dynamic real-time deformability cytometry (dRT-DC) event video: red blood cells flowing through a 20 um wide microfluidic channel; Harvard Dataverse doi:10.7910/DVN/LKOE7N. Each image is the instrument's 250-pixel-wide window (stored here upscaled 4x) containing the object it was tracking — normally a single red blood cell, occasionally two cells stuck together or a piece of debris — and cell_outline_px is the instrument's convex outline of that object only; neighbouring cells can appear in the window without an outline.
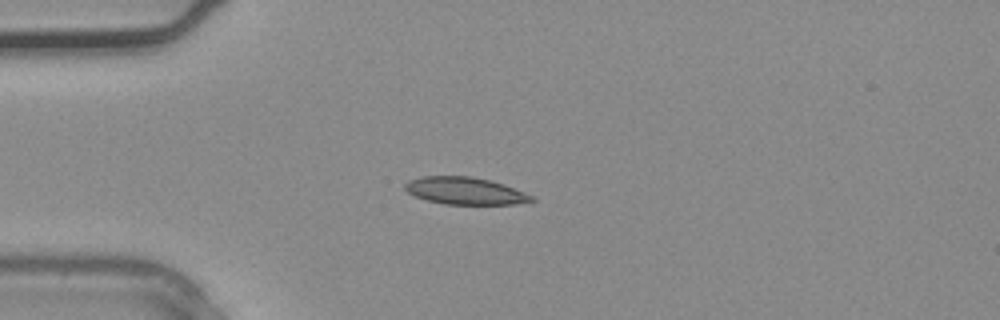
{"species": "common noctule bat (a hibernating species)", "species_latin": "Nyctalus noctula", "temperature_condition": "warm", "stored_images_in_passage": 2, "camera_frame_rate_fps": 3000, "um_per_image_px": 0.085, "animal": {"sex": "male", "body_mass_g": 20.4}, "frame": {"image": 1, "passage_image": 2, "time_ms": 0.333, "image_size_px": [1000, 320], "cell_outline_px": [[536, 200], [532, 204], [444, 204], [428, 200], [416, 196], [408, 192], [404, 188], [404, 184], [408, 180], [424, 176], [472, 176], [492, 180], [504, 184], [524, 192], [532, 196]], "centroid_in_image_um": [39.59, 16.22], "position_along_channel_um": 45.4, "area_um2": 20.29}}